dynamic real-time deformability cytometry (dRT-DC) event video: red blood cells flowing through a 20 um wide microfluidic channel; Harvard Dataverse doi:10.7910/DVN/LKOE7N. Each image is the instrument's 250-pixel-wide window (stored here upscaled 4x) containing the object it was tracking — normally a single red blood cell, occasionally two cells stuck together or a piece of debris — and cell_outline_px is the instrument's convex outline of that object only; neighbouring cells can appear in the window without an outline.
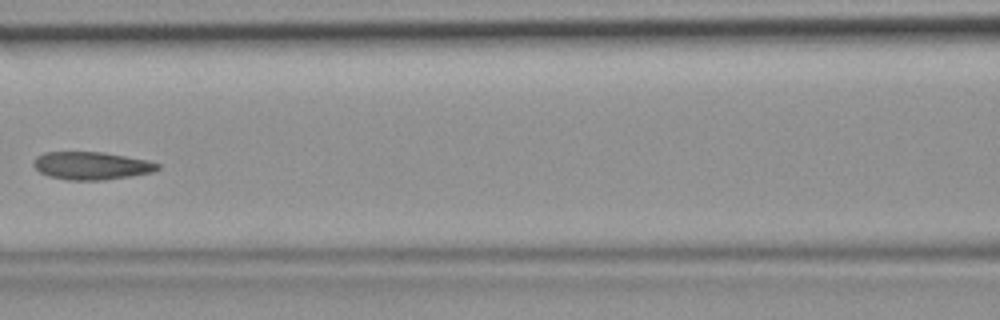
{"species": "common noctule bat (a hibernating species)", "species_latin": "Nyctalus noctula", "temperature_condition": "room temperature", "stored_images_in_passage": 5, "camera_frame_rate_fps": 3000, "um_per_image_px": 0.085, "animal": {"sex": "female", "body_mass_g": 19.9}, "frame": {"image": 1, "passage_image": 5, "time_ms": 1.333, "image_size_px": [1000, 320], "cell_outline_px": [[160, 168], [152, 172], [104, 180], [68, 180], [48, 176], [40, 172], [32, 164], [32, 160], [36, 156], [44, 152], [104, 152], [148, 160], [160, 164]], "centroid_in_image_um": [7.74, 14.08], "position_along_channel_um": 158.9, "area_um2": 20.17}}